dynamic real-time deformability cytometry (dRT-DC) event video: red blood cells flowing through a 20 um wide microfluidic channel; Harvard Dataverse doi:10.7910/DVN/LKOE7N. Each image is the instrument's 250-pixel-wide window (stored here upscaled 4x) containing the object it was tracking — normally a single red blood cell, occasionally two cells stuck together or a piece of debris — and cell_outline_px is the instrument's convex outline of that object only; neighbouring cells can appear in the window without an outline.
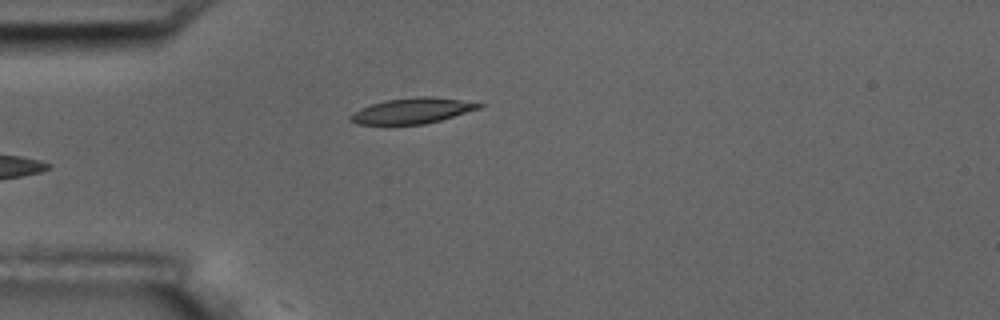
{"species": "common noctule bat (a hibernating species)", "species_latin": "Nyctalus noctula", "temperature_condition": "room temperature", "stored_images_in_passage": 6, "camera_frame_rate_fps": 3000, "um_per_image_px": 0.085, "animal": {"sex": "male", "body_mass_g": 17.5, "forearm_length_mm": 52.3}, "frame": {"image": 1, "passage_image": 6, "time_ms": 5.667, "image_size_px": [1000, 320], "cell_outline_px": [[484, 104], [480, 108], [440, 120], [424, 124], [356, 124], [348, 120], [348, 116], [352, 112], [360, 108], [372, 104], [388, 100], [416, 96], [432, 96], [460, 100]], "centroid_in_image_um": [34.99, 9.41], "position_along_channel_um": 50.0, "area_um2": 19.02}}